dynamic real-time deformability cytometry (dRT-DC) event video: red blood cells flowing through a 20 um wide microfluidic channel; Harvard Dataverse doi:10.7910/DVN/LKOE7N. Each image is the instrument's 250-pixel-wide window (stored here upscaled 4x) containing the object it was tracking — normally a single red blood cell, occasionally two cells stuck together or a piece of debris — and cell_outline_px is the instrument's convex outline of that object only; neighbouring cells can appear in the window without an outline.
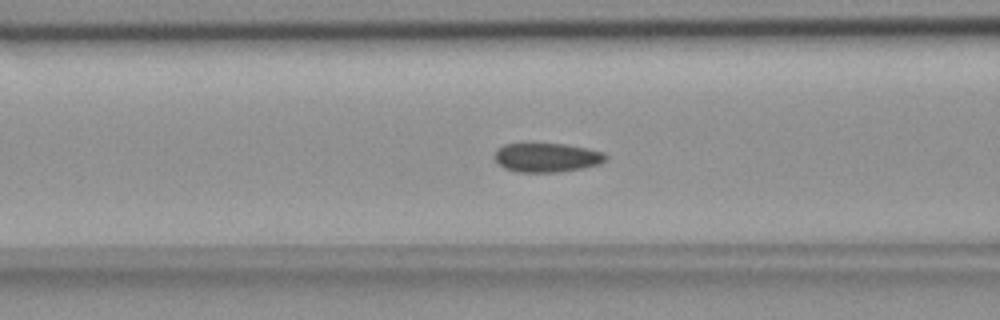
{"species": "common noctule bat (a hibernating species)", "species_latin": "Nyctalus noctula", "temperature_condition": "room temperature", "stored_images_in_passage": 54, "camera_frame_rate_fps": 3000, "um_per_image_px": 0.085, "animal": {"sex": "female", "body_mass_g": 18.4}, "frame": {"image": 1, "passage_image": 20, "time_ms": 6.333, "image_size_px": [1000, 320], "cell_outline_px": [[608, 160], [600, 164], [584, 168], [556, 172], [516, 172], [504, 168], [492, 156], [496, 148], [504, 144], [564, 144], [588, 148], [604, 152], [608, 156]], "centroid_in_image_um": [46.49, 13.39], "position_along_channel_um": 120.1, "area_um2": 19.07}}
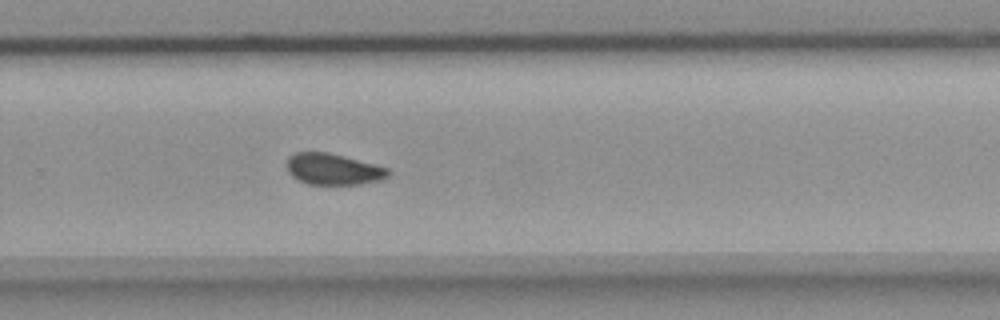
{"frame": {"image": 2, "passage_image": 35, "time_ms": 11.333, "image_size_px": [1000, 320], "cell_outline_px": [[392, 172], [384, 180], [360, 184], [308, 184], [292, 176], [288, 172], [288, 156], [296, 152], [328, 152], [344, 156], [388, 168]], "centroid_in_image_um": [28.36, 14.38], "position_along_channel_um": 301.4, "area_um2": 18.44}}
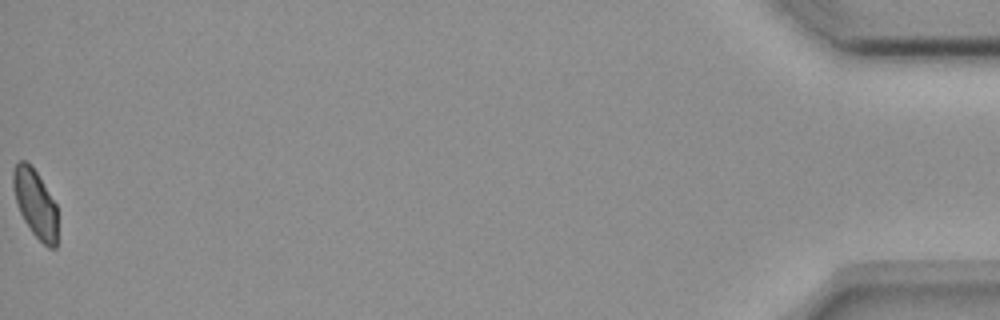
{"frame": {"image": 3, "passage_image": 54, "time_ms": 17.667, "image_size_px": [1000, 320], "cell_outline_px": [[56, 248], [48, 248], [32, 232], [24, 220], [20, 212], [12, 188], [12, 172], [16, 164], [20, 160], [24, 160], [36, 172], [56, 204]], "centroid_in_image_um": [2.98, 17.29], "position_along_channel_um": 432.2, "area_um2": 17.22}, "authors_computed_cell_mechanics": {"area_um2": 19.2185, "velocity_mm_per_s": 3.6349, "shape_relaxation_time_tau1_ms": null, "shape_relaxation_time_tau2_ms": 1.755, "deformation_change_tau1": null, "deformation_change_tau2": 0.0504}}